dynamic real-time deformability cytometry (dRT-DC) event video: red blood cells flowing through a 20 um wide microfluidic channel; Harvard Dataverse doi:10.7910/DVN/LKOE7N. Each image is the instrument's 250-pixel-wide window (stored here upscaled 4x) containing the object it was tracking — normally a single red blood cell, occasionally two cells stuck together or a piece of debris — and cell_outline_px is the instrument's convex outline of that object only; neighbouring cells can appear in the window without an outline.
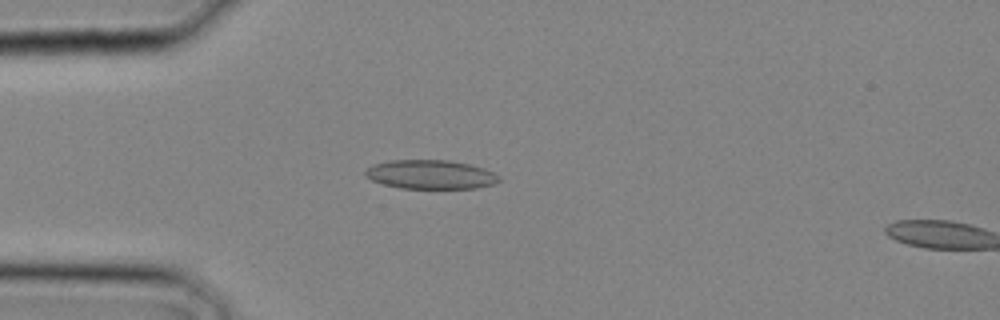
{"species": "common noctule bat (a hibernating species)", "species_latin": "Nyctalus noctula", "temperature_condition": "cold", "stored_images_in_passage": 8, "camera_frame_rate_fps": 3000, "um_per_image_px": 0.085, "animal": {"sex": "male", "body_mass_g": 20.4}, "frame": {"image": 1, "passage_image": 7, "time_ms": 2.0, "image_size_px": [1000, 320], "cell_outline_px": [[500, 180], [492, 184], [476, 188], [400, 188], [384, 184], [372, 180], [364, 172], [372, 164], [388, 160], [448, 160], [468, 164], [484, 168], [496, 172], [500, 176]], "centroid_in_image_um": [36.62, 14.82], "position_along_channel_um": 48.4, "area_um2": 22.54}}